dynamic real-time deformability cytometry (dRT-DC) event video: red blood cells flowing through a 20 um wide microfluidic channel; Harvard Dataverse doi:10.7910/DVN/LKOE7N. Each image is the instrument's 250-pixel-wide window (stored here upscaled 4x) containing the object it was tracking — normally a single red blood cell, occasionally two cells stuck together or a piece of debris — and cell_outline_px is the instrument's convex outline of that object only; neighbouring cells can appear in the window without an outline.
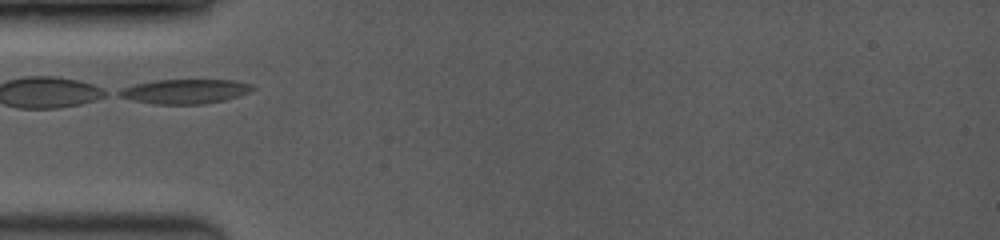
{"species": "common noctule bat (a hibernating species)", "species_latin": "Nyctalus noctula", "temperature_condition": "room temperature", "stored_images_in_passage": 1, "camera_frame_rate_fps": 3500, "um_per_image_px": 0.085, "animal": {"sex": "female", "body_mass_g": 19.0, "forearm_length_mm": 53.3}, "frame": {"image": 1, "passage_image": 1, "time_ms": 0.0, "image_size_px": [1000, 240], "cell_outline_px": [[256, 88], [252, 92], [240, 96], [224, 100], [204, 104], [152, 104], [120, 96], [116, 92], [124, 88], [136, 84], [156, 80], [236, 80], [252, 84]], "centroid_in_image_um": [15.83, 7.77], "position_along_channel_um": 69.2, "area_um2": 19.02}}